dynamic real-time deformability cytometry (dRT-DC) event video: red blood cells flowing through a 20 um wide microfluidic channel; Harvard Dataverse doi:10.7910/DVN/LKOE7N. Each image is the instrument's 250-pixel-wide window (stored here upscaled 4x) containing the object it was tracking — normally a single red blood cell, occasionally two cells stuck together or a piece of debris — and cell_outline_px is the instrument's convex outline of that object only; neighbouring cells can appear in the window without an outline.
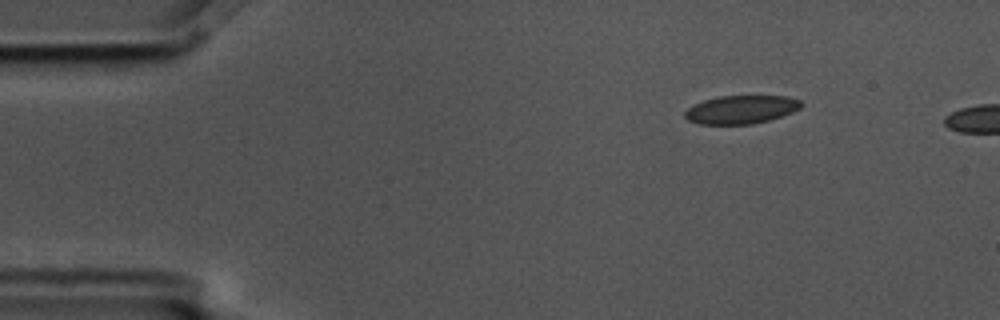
{"species": "common noctule bat (a hibernating species)", "species_latin": "Nyctalus noctula", "temperature_condition": "cold", "stored_images_in_passage": 2, "camera_frame_rate_fps": 3000, "um_per_image_px": 0.085, "animal": {"sex": "male", "body_mass_g": 17.5, "forearm_length_mm": 52.3}, "frame": {"image": 1, "passage_image": 1, "time_ms": 0.0, "image_size_px": [1000, 320], "cell_outline_px": [[804, 104], [800, 108], [792, 112], [768, 120], [752, 124], [700, 124], [688, 120], [684, 116], [684, 112], [688, 108], [704, 100], [720, 96], [788, 96], [800, 100]], "centroid_in_image_um": [63.01, 9.31], "position_along_channel_um": 22.0, "area_um2": 19.07}}